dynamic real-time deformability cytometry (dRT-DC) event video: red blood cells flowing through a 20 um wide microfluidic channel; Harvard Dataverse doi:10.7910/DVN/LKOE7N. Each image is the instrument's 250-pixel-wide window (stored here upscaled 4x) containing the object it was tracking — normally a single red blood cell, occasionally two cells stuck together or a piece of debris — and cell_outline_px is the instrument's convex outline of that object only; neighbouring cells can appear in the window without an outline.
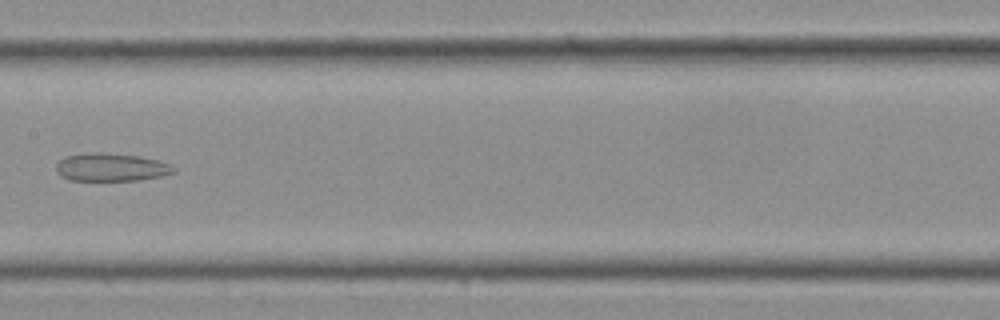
{"species": "Egyptian fruit bat (a non-hibernating species)", "species_latin": "Rousettus aegyptiacus", "temperature_condition": "cold", "stored_images_in_passage": 26, "camera_frame_rate_fps": 3000, "um_per_image_px": 0.085, "frame": {"image": 1, "passage_image": 11, "time_ms": 3.333, "image_size_px": [1000, 320], "cell_outline_px": [[176, 172], [164, 176], [140, 180], [68, 180], [60, 176], [56, 172], [56, 164], [64, 156], [84, 152], [100, 152], [140, 156], [172, 164], [176, 168]], "centroid_in_image_um": [9.45, 14.21], "position_along_channel_um": 198.0, "area_um2": 19.54}}
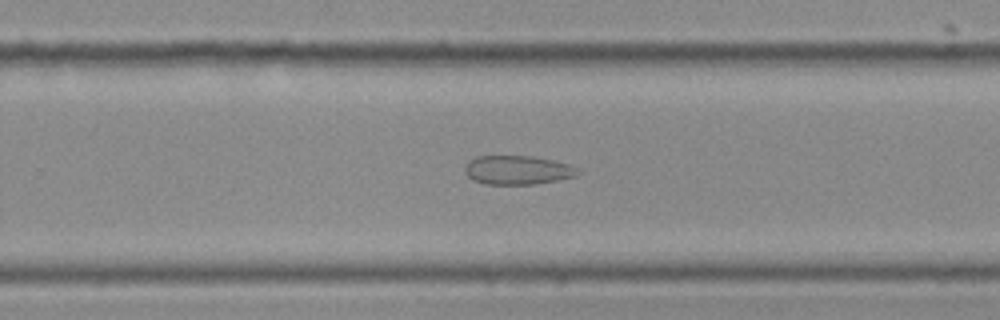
{"frame": {"image": 2, "passage_image": 15, "time_ms": 4.667, "image_size_px": [1000, 320], "cell_outline_px": [[584, 172], [576, 176], [536, 184], [484, 184], [472, 180], [464, 172], [464, 168], [468, 160], [476, 156], [532, 156], [552, 160], [568, 164], [580, 168]], "centroid_in_image_um": [44.0, 14.45], "position_along_channel_um": 285.8, "area_um2": 19.31}}
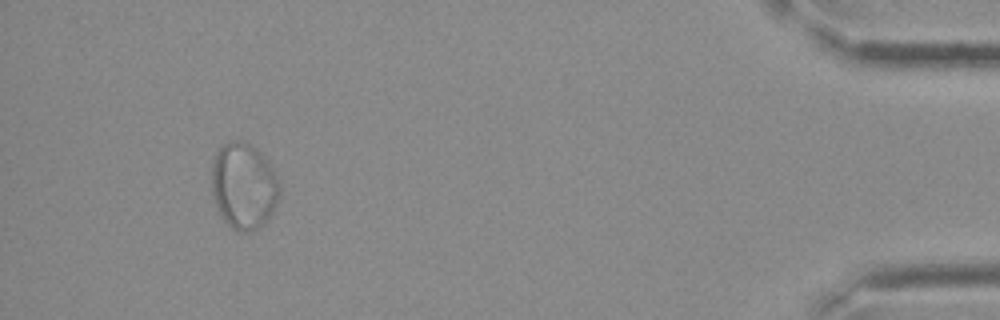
{"frame": {"image": 3, "passage_image": 24, "time_ms": 7.667, "image_size_px": [1000, 320], "cell_outline_px": [[280, 196], [272, 212], [264, 224], [252, 232], [240, 232], [232, 228], [224, 220], [216, 204], [212, 192], [212, 164], [216, 152], [224, 144], [232, 140], [240, 140], [252, 144], [268, 160], [276, 172], [280, 184]], "centroid_in_image_um": [20.75, 15.79], "position_along_channel_um": 414.5, "area_um2": 34.45}}